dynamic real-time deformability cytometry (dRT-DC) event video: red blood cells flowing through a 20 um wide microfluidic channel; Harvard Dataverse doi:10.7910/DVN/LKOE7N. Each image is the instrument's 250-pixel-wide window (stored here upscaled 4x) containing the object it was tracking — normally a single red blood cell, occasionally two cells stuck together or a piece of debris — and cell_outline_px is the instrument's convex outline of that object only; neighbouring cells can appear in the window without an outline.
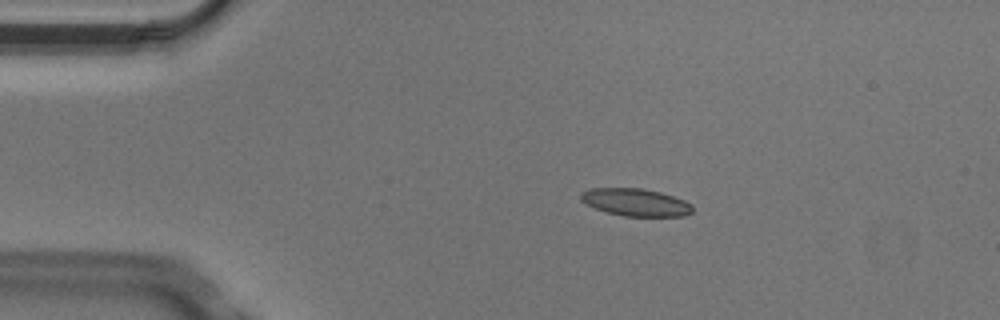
{"species": "Egyptian fruit bat (a non-hibernating species)", "species_latin": "Rousettus aegyptiacus", "temperature_condition": "cold", "stored_images_in_passage": 8, "camera_frame_rate_fps": 3000, "um_per_image_px": 0.085, "animal": {"sex": "male"}, "frame": {"image": 1, "passage_image": 3, "time_ms": 0.667, "image_size_px": [1000, 320], "cell_outline_px": [[692, 212], [684, 216], [624, 216], [608, 212], [596, 208], [580, 200], [580, 192], [592, 188], [644, 188], [660, 192], [684, 200], [692, 204]], "centroid_in_image_um": [54.03, 17.19], "position_along_channel_um": 31.0, "area_um2": 17.8}}
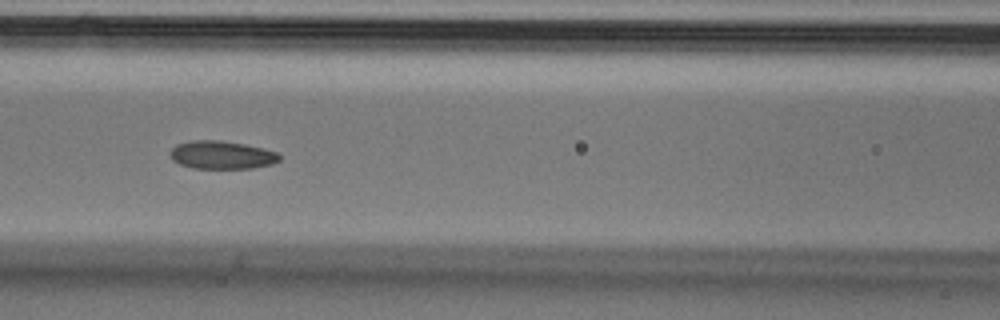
{"frame": {"image": 2, "passage_image": 6, "time_ms": 1.667, "image_size_px": [1000, 320], "cell_outline_px": [[280, 160], [272, 164], [252, 168], [192, 168], [180, 164], [172, 160], [168, 156], [168, 152], [176, 144], [192, 140], [220, 140], [244, 144], [264, 148], [276, 152], [280, 156]], "centroid_in_image_um": [18.81, 13.16], "position_along_channel_um": 147.8, "area_um2": 18.03}}
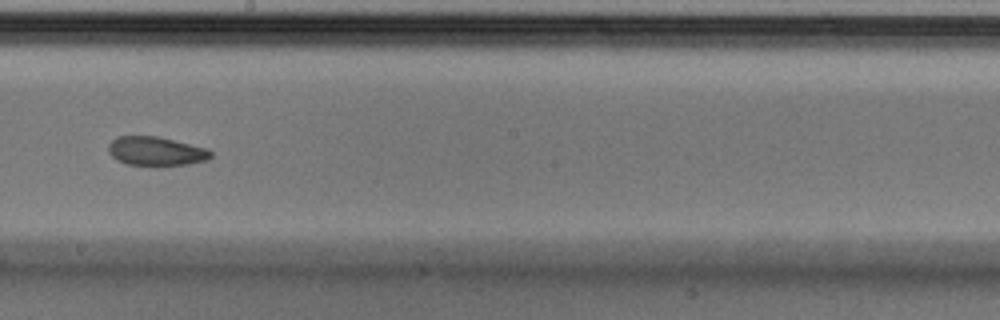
{"frame": {"image": 3, "passage_image": 8, "time_ms": 2.333, "image_size_px": [1000, 320], "cell_outline_px": [[212, 156], [208, 160], [188, 164], [160, 168], [156, 168], [128, 164], [116, 160], [108, 152], [108, 144], [116, 136], [156, 136], [208, 148], [212, 152]], "centroid_in_image_um": [13.26, 12.89], "position_along_channel_um": 234.9, "area_um2": 17.98}}